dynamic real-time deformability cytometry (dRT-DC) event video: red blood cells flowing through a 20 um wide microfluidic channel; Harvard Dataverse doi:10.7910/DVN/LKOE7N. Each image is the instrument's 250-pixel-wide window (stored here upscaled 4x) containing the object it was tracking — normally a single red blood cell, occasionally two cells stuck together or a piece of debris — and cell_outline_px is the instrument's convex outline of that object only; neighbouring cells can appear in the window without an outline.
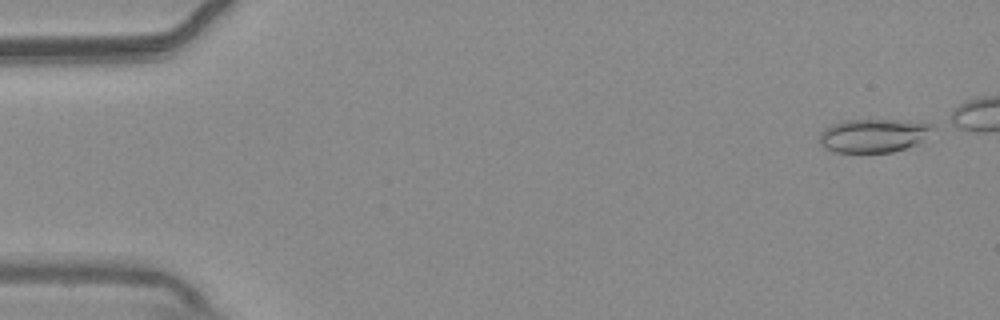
{"species": "common noctule bat (a hibernating species)", "species_latin": "Nyctalus noctula", "temperature_condition": "warm", "stored_images_in_passage": 44, "camera_frame_rate_fps": 3000, "um_per_image_px": 0.085, "animal": {"sex": "male", "body_mass_g": 20.4}, "frame": {"image": 1, "passage_image": 2, "time_ms": 0.333, "image_size_px": [1000, 320], "cell_outline_px": [[936, 128], [916, 144], [892, 152], [836, 152], [824, 148], [820, 144], [820, 132], [824, 128], [832, 124], [844, 120], [896, 120], [932, 124]], "centroid_in_image_um": [74.21, 11.52], "position_along_channel_um": 10.8, "area_um2": 21.96}}
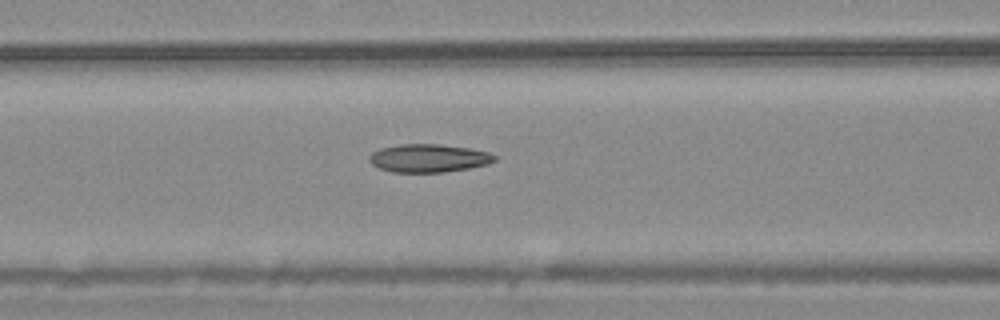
{"frame": {"image": 2, "passage_image": 22, "time_ms": 7.0, "image_size_px": [1000, 320], "cell_outline_px": [[496, 160], [488, 164], [468, 168], [444, 172], [392, 172], [380, 168], [372, 164], [368, 160], [368, 156], [372, 152], [380, 148], [400, 144], [440, 144], [468, 148], [488, 152], [496, 156]], "centroid_in_image_um": [36.41, 13.44], "position_along_channel_um": 130.2, "area_um2": 20.52}}
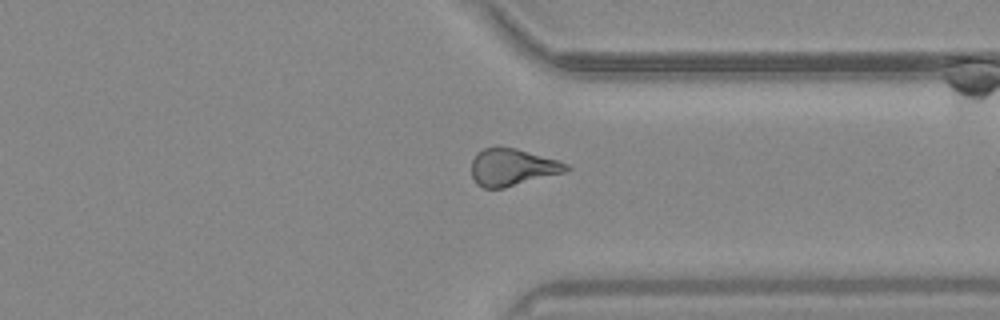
{"frame": {"image": 3, "passage_image": 41, "time_ms": 13.333, "image_size_px": [1000, 320], "cell_outline_px": [[572, 168], [568, 172], [504, 188], [484, 188], [476, 184], [472, 176], [472, 160], [476, 152], [484, 148], [516, 148], [556, 160], [568, 164]], "centroid_in_image_um": [43.57, 14.24], "position_along_channel_um": 367.8, "area_um2": 20.52}}